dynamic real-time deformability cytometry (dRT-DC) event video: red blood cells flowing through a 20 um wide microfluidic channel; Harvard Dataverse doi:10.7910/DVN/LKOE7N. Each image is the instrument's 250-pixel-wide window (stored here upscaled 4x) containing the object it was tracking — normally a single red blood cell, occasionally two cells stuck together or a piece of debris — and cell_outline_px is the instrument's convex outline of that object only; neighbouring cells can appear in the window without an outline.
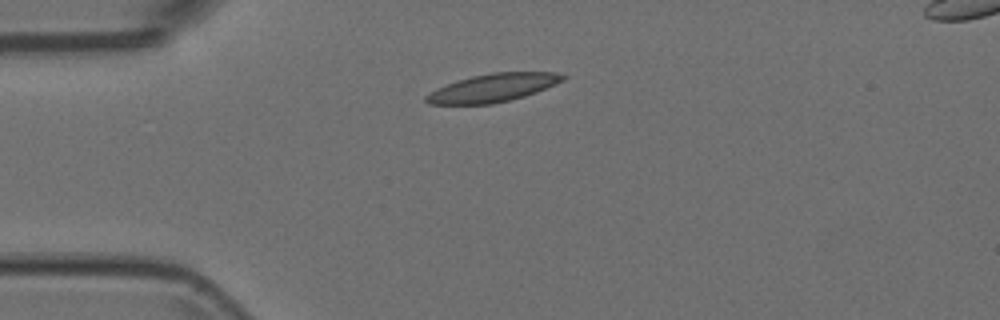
{"species": "Egyptian fruit bat (a non-hibernating species)", "species_latin": "Rousettus aegyptiacus", "temperature_condition": "room temperature", "stored_images_in_passage": 38, "camera_frame_rate_fps": 3000, "um_per_image_px": 0.085, "animal": {"sex": "female"}, "frame": {"image": 1, "passage_image": 1, "time_ms": 0.0, "image_size_px": [1000, 320], "cell_outline_px": [[568, 76], [564, 80], [556, 84], [536, 92], [524, 96], [492, 104], [428, 104], [424, 100], [424, 96], [436, 88], [472, 76], [492, 72], [556, 72]], "centroid_in_image_um": [41.91, 7.46], "position_along_channel_um": 43.1, "area_um2": 22.31}}
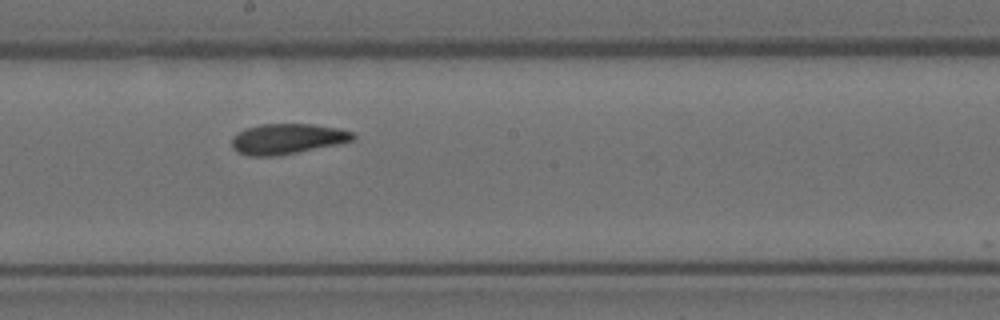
{"frame": {"image": 2, "passage_image": 17, "time_ms": 5.333, "image_size_px": [1000, 320], "cell_outline_px": [[356, 140], [340, 144], [276, 156], [248, 156], [236, 152], [232, 148], [232, 136], [236, 132], [244, 128], [260, 124], [312, 124], [340, 128], [352, 132], [356, 136]], "centroid_in_image_um": [24.41, 11.8], "position_along_channel_um": 223.8, "area_um2": 21.85}}
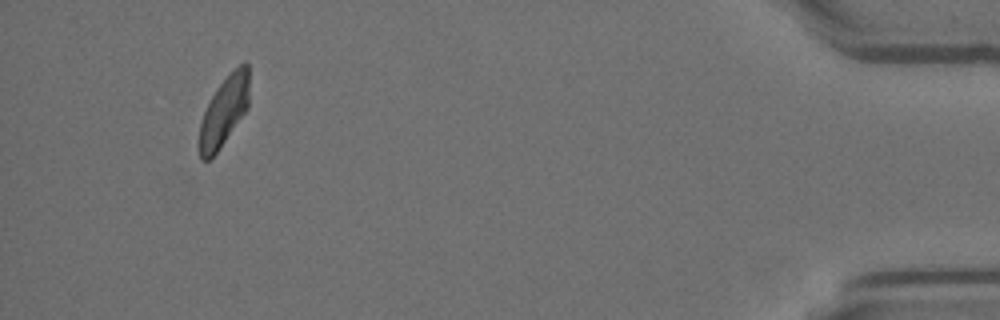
{"frame": {"image": 3, "passage_image": 38, "time_ms": 12.333, "image_size_px": [1000, 320], "cell_outline_px": [[248, 108], [216, 152], [208, 160], [200, 160], [200, 120], [216, 88], [244, 60], [248, 64]], "centroid_in_image_um": [19.04, 9.44], "position_along_channel_um": 416.2, "area_um2": 19.54}}